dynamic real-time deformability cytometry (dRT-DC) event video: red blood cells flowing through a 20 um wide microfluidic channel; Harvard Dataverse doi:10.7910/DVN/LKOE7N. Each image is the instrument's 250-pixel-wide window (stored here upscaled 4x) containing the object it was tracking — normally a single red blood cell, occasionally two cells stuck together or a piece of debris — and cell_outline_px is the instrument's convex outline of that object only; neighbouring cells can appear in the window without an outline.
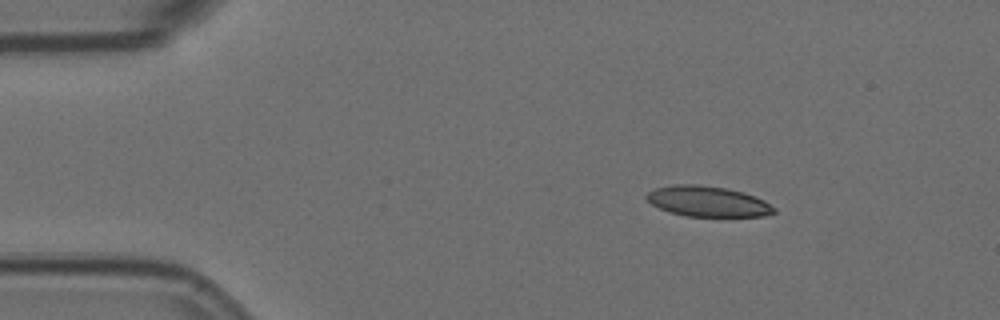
{"species": "Egyptian fruit bat (a non-hibernating species)", "species_latin": "Rousettus aegyptiacus", "temperature_condition": "room temperature", "stored_images_in_passage": 13, "camera_frame_rate_fps": 3000, "um_per_image_px": 0.085, "animal": {"sex": "female"}, "frame": {"image": 1, "passage_image": 1, "time_ms": 0.0, "image_size_px": [1000, 320], "cell_outline_px": [[776, 212], [764, 216], [684, 216], [660, 208], [652, 204], [644, 196], [648, 192], [656, 188], [672, 184], [696, 184], [728, 188], [744, 192], [756, 196], [764, 200], [776, 208]], "centroid_in_image_um": [60.18, 17.11], "position_along_channel_um": 24.8, "area_um2": 22.72}}
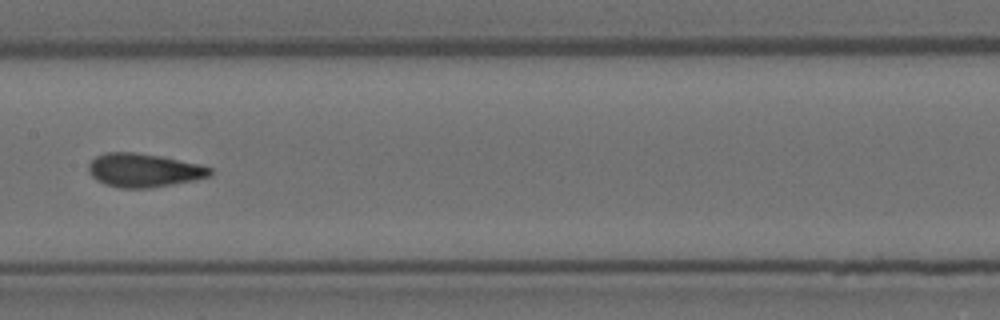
{"frame": {"image": 2, "passage_image": 6, "time_ms": 1.667, "image_size_px": [1000, 320], "cell_outline_px": [[212, 176], [196, 180], [148, 188], [120, 188], [104, 184], [96, 180], [88, 172], [88, 164], [96, 156], [104, 152], [136, 152], [200, 164], [212, 168]], "centroid_in_image_um": [12.21, 14.47], "position_along_channel_um": 195.2, "area_um2": 23.87}}
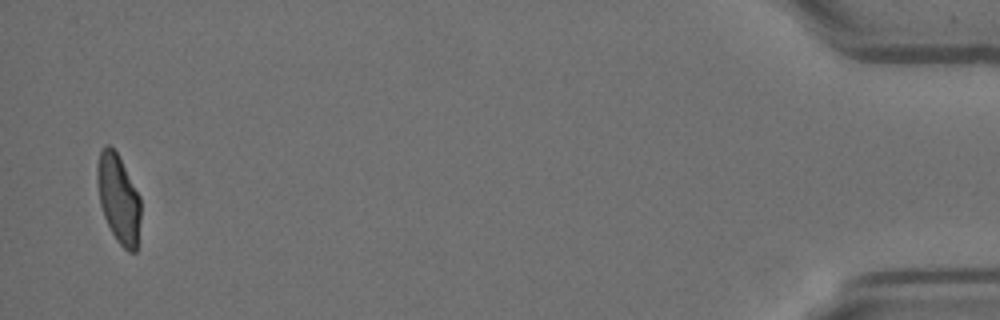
{"frame": {"image": 3, "passage_image": 13, "time_ms": 4.0, "image_size_px": [1000, 320], "cell_outline_px": [[140, 216], [136, 252], [128, 252], [116, 240], [104, 216], [100, 204], [96, 180], [96, 164], [100, 152], [104, 144], [108, 144], [116, 152], [140, 196]], "centroid_in_image_um": [10.05, 16.87], "position_along_channel_um": 425.1, "area_um2": 22.31}}